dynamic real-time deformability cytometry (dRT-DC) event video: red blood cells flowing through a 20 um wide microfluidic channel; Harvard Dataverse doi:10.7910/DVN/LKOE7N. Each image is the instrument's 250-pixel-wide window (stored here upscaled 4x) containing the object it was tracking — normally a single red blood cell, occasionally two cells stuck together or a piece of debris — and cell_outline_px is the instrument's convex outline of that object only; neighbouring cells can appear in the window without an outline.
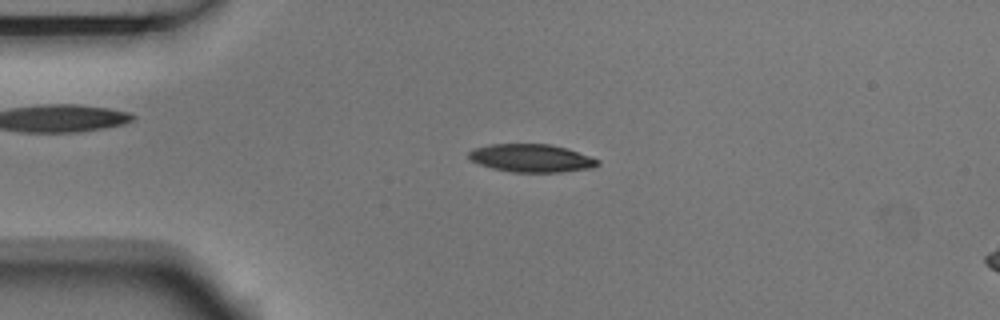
{"species": "Egyptian fruit bat (a non-hibernating species)", "species_latin": "Rousettus aegyptiacus", "temperature_condition": "room temperature", "stored_images_in_passage": 5, "camera_frame_rate_fps": 3000, "um_per_image_px": 0.085, "animal": {"sex": "male"}, "frame": {"image": 1, "passage_image": 4, "time_ms": 1.0, "image_size_px": [1000, 320], "cell_outline_px": [[600, 164], [592, 168], [560, 172], [512, 172], [492, 168], [480, 164], [472, 160], [468, 156], [468, 152], [476, 148], [488, 144], [548, 144], [564, 148], [600, 160]], "centroid_in_image_um": [45.16, 13.45], "position_along_channel_um": 39.8, "area_um2": 20.75}}